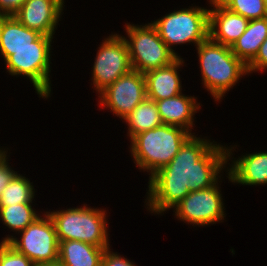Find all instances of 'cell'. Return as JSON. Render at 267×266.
<instances>
[{
  "instance_id": "cell-26",
  "label": "cell",
  "mask_w": 267,
  "mask_h": 266,
  "mask_svg": "<svg viewBox=\"0 0 267 266\" xmlns=\"http://www.w3.org/2000/svg\"><path fill=\"white\" fill-rule=\"evenodd\" d=\"M6 154V151L0 149V195L13 176L17 173L8 166Z\"/></svg>"
},
{
  "instance_id": "cell-29",
  "label": "cell",
  "mask_w": 267,
  "mask_h": 266,
  "mask_svg": "<svg viewBox=\"0 0 267 266\" xmlns=\"http://www.w3.org/2000/svg\"><path fill=\"white\" fill-rule=\"evenodd\" d=\"M40 266H61L59 264H54V265H40Z\"/></svg>"
},
{
  "instance_id": "cell-28",
  "label": "cell",
  "mask_w": 267,
  "mask_h": 266,
  "mask_svg": "<svg viewBox=\"0 0 267 266\" xmlns=\"http://www.w3.org/2000/svg\"><path fill=\"white\" fill-rule=\"evenodd\" d=\"M26 0H0V15L13 16Z\"/></svg>"
},
{
  "instance_id": "cell-1",
  "label": "cell",
  "mask_w": 267,
  "mask_h": 266,
  "mask_svg": "<svg viewBox=\"0 0 267 266\" xmlns=\"http://www.w3.org/2000/svg\"><path fill=\"white\" fill-rule=\"evenodd\" d=\"M190 135L174 158L149 178L148 210L162 213L174 208L191 191L218 183L231 149Z\"/></svg>"
},
{
  "instance_id": "cell-15",
  "label": "cell",
  "mask_w": 267,
  "mask_h": 266,
  "mask_svg": "<svg viewBox=\"0 0 267 266\" xmlns=\"http://www.w3.org/2000/svg\"><path fill=\"white\" fill-rule=\"evenodd\" d=\"M195 97L177 96L155 101L163 124L178 126L191 133L193 115L200 109ZM190 128V129H189Z\"/></svg>"
},
{
  "instance_id": "cell-17",
  "label": "cell",
  "mask_w": 267,
  "mask_h": 266,
  "mask_svg": "<svg viewBox=\"0 0 267 266\" xmlns=\"http://www.w3.org/2000/svg\"><path fill=\"white\" fill-rule=\"evenodd\" d=\"M238 159L228 169L229 181L242 185L267 184V152L247 154Z\"/></svg>"
},
{
  "instance_id": "cell-7",
  "label": "cell",
  "mask_w": 267,
  "mask_h": 266,
  "mask_svg": "<svg viewBox=\"0 0 267 266\" xmlns=\"http://www.w3.org/2000/svg\"><path fill=\"white\" fill-rule=\"evenodd\" d=\"M45 217L36 218L21 233V240L5 237L18 252L24 254L36 266L58 264L59 241L54 222L48 212Z\"/></svg>"
},
{
  "instance_id": "cell-10",
  "label": "cell",
  "mask_w": 267,
  "mask_h": 266,
  "mask_svg": "<svg viewBox=\"0 0 267 266\" xmlns=\"http://www.w3.org/2000/svg\"><path fill=\"white\" fill-rule=\"evenodd\" d=\"M100 105L125 119L147 98L144 74L135 70L118 78L100 93Z\"/></svg>"
},
{
  "instance_id": "cell-11",
  "label": "cell",
  "mask_w": 267,
  "mask_h": 266,
  "mask_svg": "<svg viewBox=\"0 0 267 266\" xmlns=\"http://www.w3.org/2000/svg\"><path fill=\"white\" fill-rule=\"evenodd\" d=\"M215 184L207 189L191 191L175 208V216L181 221L196 225L220 222L225 216L222 194Z\"/></svg>"
},
{
  "instance_id": "cell-27",
  "label": "cell",
  "mask_w": 267,
  "mask_h": 266,
  "mask_svg": "<svg viewBox=\"0 0 267 266\" xmlns=\"http://www.w3.org/2000/svg\"><path fill=\"white\" fill-rule=\"evenodd\" d=\"M107 248L103 254L101 266H135L129 260L113 253Z\"/></svg>"
},
{
  "instance_id": "cell-8",
  "label": "cell",
  "mask_w": 267,
  "mask_h": 266,
  "mask_svg": "<svg viewBox=\"0 0 267 266\" xmlns=\"http://www.w3.org/2000/svg\"><path fill=\"white\" fill-rule=\"evenodd\" d=\"M53 37L41 35L36 47H23L14 51L6 60L7 72L27 76L33 83L37 94L48 98L50 86V50Z\"/></svg>"
},
{
  "instance_id": "cell-12",
  "label": "cell",
  "mask_w": 267,
  "mask_h": 266,
  "mask_svg": "<svg viewBox=\"0 0 267 266\" xmlns=\"http://www.w3.org/2000/svg\"><path fill=\"white\" fill-rule=\"evenodd\" d=\"M64 0H26L13 15L25 27L53 37Z\"/></svg>"
},
{
  "instance_id": "cell-4",
  "label": "cell",
  "mask_w": 267,
  "mask_h": 266,
  "mask_svg": "<svg viewBox=\"0 0 267 266\" xmlns=\"http://www.w3.org/2000/svg\"><path fill=\"white\" fill-rule=\"evenodd\" d=\"M106 212L86 207L48 212L58 241L78 240L98 247H109Z\"/></svg>"
},
{
  "instance_id": "cell-19",
  "label": "cell",
  "mask_w": 267,
  "mask_h": 266,
  "mask_svg": "<svg viewBox=\"0 0 267 266\" xmlns=\"http://www.w3.org/2000/svg\"><path fill=\"white\" fill-rule=\"evenodd\" d=\"M267 38V17L249 21L245 32L230 47L246 66L255 58L259 47Z\"/></svg>"
},
{
  "instance_id": "cell-9",
  "label": "cell",
  "mask_w": 267,
  "mask_h": 266,
  "mask_svg": "<svg viewBox=\"0 0 267 266\" xmlns=\"http://www.w3.org/2000/svg\"><path fill=\"white\" fill-rule=\"evenodd\" d=\"M96 56L92 80L99 93L132 70L125 37L119 34L106 38Z\"/></svg>"
},
{
  "instance_id": "cell-13",
  "label": "cell",
  "mask_w": 267,
  "mask_h": 266,
  "mask_svg": "<svg viewBox=\"0 0 267 266\" xmlns=\"http://www.w3.org/2000/svg\"><path fill=\"white\" fill-rule=\"evenodd\" d=\"M214 9H209V38L214 42L231 47L245 32L247 18L225 8L218 0H210Z\"/></svg>"
},
{
  "instance_id": "cell-2",
  "label": "cell",
  "mask_w": 267,
  "mask_h": 266,
  "mask_svg": "<svg viewBox=\"0 0 267 266\" xmlns=\"http://www.w3.org/2000/svg\"><path fill=\"white\" fill-rule=\"evenodd\" d=\"M202 81L216 101L248 74L247 66L235 56L229 46L214 42L209 37L197 46Z\"/></svg>"
},
{
  "instance_id": "cell-24",
  "label": "cell",
  "mask_w": 267,
  "mask_h": 266,
  "mask_svg": "<svg viewBox=\"0 0 267 266\" xmlns=\"http://www.w3.org/2000/svg\"><path fill=\"white\" fill-rule=\"evenodd\" d=\"M0 266H36L8 242L0 243Z\"/></svg>"
},
{
  "instance_id": "cell-21",
  "label": "cell",
  "mask_w": 267,
  "mask_h": 266,
  "mask_svg": "<svg viewBox=\"0 0 267 266\" xmlns=\"http://www.w3.org/2000/svg\"><path fill=\"white\" fill-rule=\"evenodd\" d=\"M31 184L26 177L16 173L0 195V206L32 203L35 191Z\"/></svg>"
},
{
  "instance_id": "cell-5",
  "label": "cell",
  "mask_w": 267,
  "mask_h": 266,
  "mask_svg": "<svg viewBox=\"0 0 267 266\" xmlns=\"http://www.w3.org/2000/svg\"><path fill=\"white\" fill-rule=\"evenodd\" d=\"M151 24L167 47L179 57L171 45L194 42L198 46L209 37V9L190 7L173 11Z\"/></svg>"
},
{
  "instance_id": "cell-25",
  "label": "cell",
  "mask_w": 267,
  "mask_h": 266,
  "mask_svg": "<svg viewBox=\"0 0 267 266\" xmlns=\"http://www.w3.org/2000/svg\"><path fill=\"white\" fill-rule=\"evenodd\" d=\"M267 69V38L259 47L255 58L247 65L248 73Z\"/></svg>"
},
{
  "instance_id": "cell-22",
  "label": "cell",
  "mask_w": 267,
  "mask_h": 266,
  "mask_svg": "<svg viewBox=\"0 0 267 266\" xmlns=\"http://www.w3.org/2000/svg\"><path fill=\"white\" fill-rule=\"evenodd\" d=\"M39 215L32 209L31 203L0 206V219L15 232L23 231Z\"/></svg>"
},
{
  "instance_id": "cell-18",
  "label": "cell",
  "mask_w": 267,
  "mask_h": 266,
  "mask_svg": "<svg viewBox=\"0 0 267 266\" xmlns=\"http://www.w3.org/2000/svg\"><path fill=\"white\" fill-rule=\"evenodd\" d=\"M78 240L59 241L58 264L61 266H101L105 250Z\"/></svg>"
},
{
  "instance_id": "cell-16",
  "label": "cell",
  "mask_w": 267,
  "mask_h": 266,
  "mask_svg": "<svg viewBox=\"0 0 267 266\" xmlns=\"http://www.w3.org/2000/svg\"><path fill=\"white\" fill-rule=\"evenodd\" d=\"M21 24L14 16L1 15L0 53L4 60L23 47H36V40L41 36Z\"/></svg>"
},
{
  "instance_id": "cell-6",
  "label": "cell",
  "mask_w": 267,
  "mask_h": 266,
  "mask_svg": "<svg viewBox=\"0 0 267 266\" xmlns=\"http://www.w3.org/2000/svg\"><path fill=\"white\" fill-rule=\"evenodd\" d=\"M128 46L132 70L146 73L147 71L170 65L178 57L167 47L159 37L156 28L149 23L126 26Z\"/></svg>"
},
{
  "instance_id": "cell-14",
  "label": "cell",
  "mask_w": 267,
  "mask_h": 266,
  "mask_svg": "<svg viewBox=\"0 0 267 266\" xmlns=\"http://www.w3.org/2000/svg\"><path fill=\"white\" fill-rule=\"evenodd\" d=\"M183 63L178 57L168 66L144 73L147 98L158 101L179 95L182 86L177 70Z\"/></svg>"
},
{
  "instance_id": "cell-23",
  "label": "cell",
  "mask_w": 267,
  "mask_h": 266,
  "mask_svg": "<svg viewBox=\"0 0 267 266\" xmlns=\"http://www.w3.org/2000/svg\"><path fill=\"white\" fill-rule=\"evenodd\" d=\"M225 8L248 20L267 17L264 0H218Z\"/></svg>"
},
{
  "instance_id": "cell-3",
  "label": "cell",
  "mask_w": 267,
  "mask_h": 266,
  "mask_svg": "<svg viewBox=\"0 0 267 266\" xmlns=\"http://www.w3.org/2000/svg\"><path fill=\"white\" fill-rule=\"evenodd\" d=\"M191 134L184 128L167 124L137 134L131 139L134 163L150 171L152 176L174 158Z\"/></svg>"
},
{
  "instance_id": "cell-30",
  "label": "cell",
  "mask_w": 267,
  "mask_h": 266,
  "mask_svg": "<svg viewBox=\"0 0 267 266\" xmlns=\"http://www.w3.org/2000/svg\"><path fill=\"white\" fill-rule=\"evenodd\" d=\"M0 31H1V15H0Z\"/></svg>"
},
{
  "instance_id": "cell-20",
  "label": "cell",
  "mask_w": 267,
  "mask_h": 266,
  "mask_svg": "<svg viewBox=\"0 0 267 266\" xmlns=\"http://www.w3.org/2000/svg\"><path fill=\"white\" fill-rule=\"evenodd\" d=\"M130 140L139 133L162 125L155 101L146 98L125 118Z\"/></svg>"
}]
</instances>
